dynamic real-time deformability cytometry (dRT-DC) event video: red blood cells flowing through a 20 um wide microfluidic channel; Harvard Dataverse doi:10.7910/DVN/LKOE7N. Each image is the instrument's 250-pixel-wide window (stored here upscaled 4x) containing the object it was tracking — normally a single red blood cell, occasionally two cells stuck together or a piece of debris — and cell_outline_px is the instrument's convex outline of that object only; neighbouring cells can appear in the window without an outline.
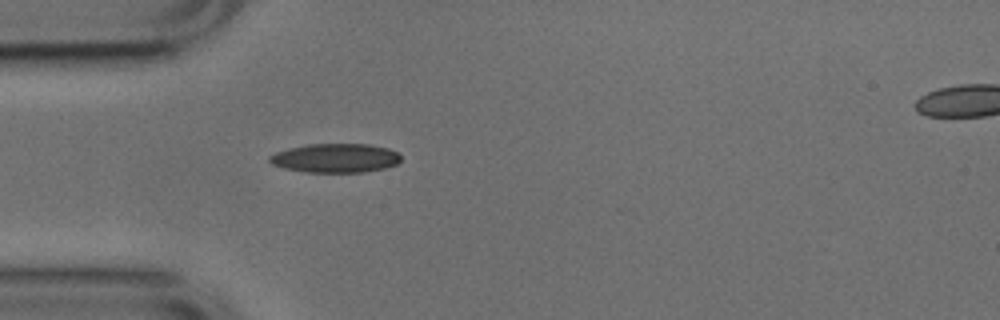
{"species": "common noctule bat (a hibernating species)", "species_latin": "Nyctalus noctula", "temperature_condition": "cold", "stored_images_in_passage": 2, "camera_frame_rate_fps": 3000, "um_per_image_px": 0.085, "animal": {"sex": "male", "body_mass_g": 17.9, "forearm_length_mm": 54.2}, "frame": {"image": 1, "passage_image": 2, "time_ms": 0.333, "image_size_px": [1000, 320], "cell_outline_px": [[400, 160], [396, 164], [384, 168], [364, 172], [308, 172], [284, 168], [272, 164], [268, 160], [268, 156], [276, 152], [288, 148], [308, 144], [368, 144], [388, 148], [396, 152], [400, 156]], "centroid_in_image_um": [28.48, 13.43], "position_along_channel_um": 56.5, "area_um2": 22.14}}